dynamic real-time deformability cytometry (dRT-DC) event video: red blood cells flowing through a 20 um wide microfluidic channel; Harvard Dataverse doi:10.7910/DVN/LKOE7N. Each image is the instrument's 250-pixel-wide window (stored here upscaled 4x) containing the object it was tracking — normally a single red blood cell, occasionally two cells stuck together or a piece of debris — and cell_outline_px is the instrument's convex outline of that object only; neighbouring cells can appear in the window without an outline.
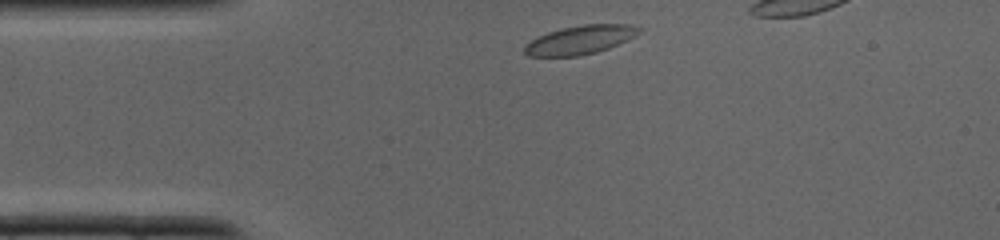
{"species": "common noctule bat (a hibernating species)", "species_latin": "Nyctalus noctula", "temperature_condition": "cold", "stored_images_in_passage": 24, "camera_frame_rate_fps": 3000, "um_per_image_px": 0.085, "animal": {"sex": "male", "body_mass_g": 19.0, "forearm_length_mm": 50.8}, "frame": {"image": 1, "passage_image": 1, "time_ms": 0.0, "image_size_px": [1000, 240], "cell_outline_px": [[644, 32], [628, 40], [608, 48], [596, 52], [580, 56], [528, 56], [524, 52], [524, 44], [536, 36], [560, 28], [584, 24], [632, 24], [644, 28]], "centroid_in_image_um": [49.35, 3.37], "position_along_channel_um": 35.6, "area_um2": 19.59}}
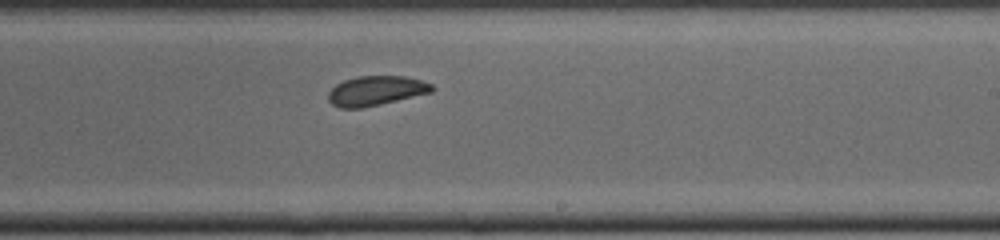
{"frame": {"image": 2, "passage_image": 15, "time_ms": 4.667, "image_size_px": [1000, 240], "cell_outline_px": [[436, 88], [432, 92], [380, 104], [360, 108], [340, 108], [332, 104], [328, 100], [328, 92], [336, 84], [344, 80], [356, 76], [404, 76], [420, 80], [432, 84]], "centroid_in_image_um": [31.95, 7.71], "position_along_channel_um": 257.1, "area_um2": 17.86}}
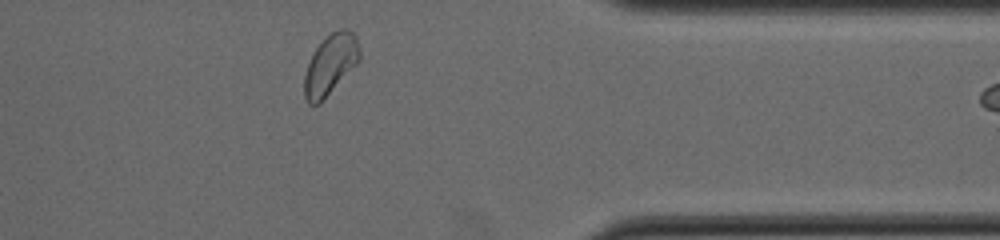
{"frame": {"image": 3, "passage_image": 23, "time_ms": 7.333, "image_size_px": [1000, 240], "cell_outline_px": [[360, 60], [316, 104], [308, 104], [304, 96], [304, 76], [308, 64], [316, 48], [332, 32], [340, 28], [348, 28], [356, 36], [360, 48]], "centroid_in_image_um": [28.09, 5.42], "position_along_channel_um": 383.3, "area_um2": 18.67}}